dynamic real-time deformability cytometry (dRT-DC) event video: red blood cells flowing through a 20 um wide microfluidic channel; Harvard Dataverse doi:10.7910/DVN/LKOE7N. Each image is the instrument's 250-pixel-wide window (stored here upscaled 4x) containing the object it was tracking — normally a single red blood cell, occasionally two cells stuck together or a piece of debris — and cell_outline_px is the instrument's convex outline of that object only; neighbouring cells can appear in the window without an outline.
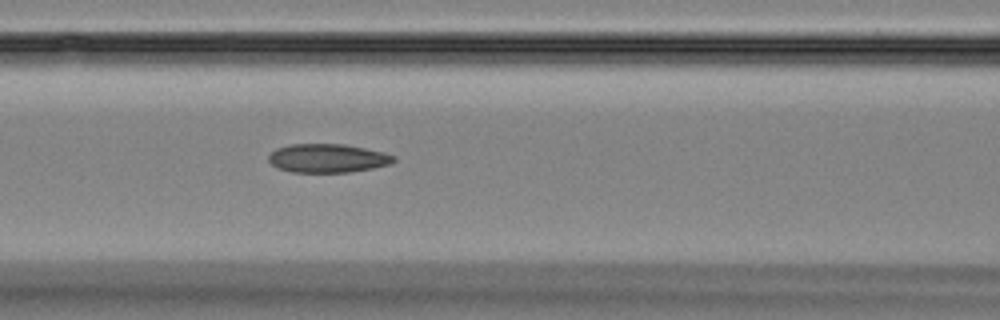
{"species": "Egyptian fruit bat (a non-hibernating species)", "species_latin": "Rousettus aegyptiacus", "temperature_condition": "room temperature", "stored_images_in_passage": 38, "camera_frame_rate_fps": 3000, "um_per_image_px": 0.085, "animal": {"sex": "female"}, "frame": {"image": 1, "passage_image": 13, "time_ms": 4.0, "image_size_px": [1000, 320], "cell_outline_px": [[396, 160], [392, 164], [372, 168], [348, 172], [292, 172], [276, 168], [268, 160], [268, 156], [276, 148], [292, 144], [344, 144], [384, 152], [396, 156]], "centroid_in_image_um": [27.86, 13.45], "position_along_channel_um": 138.7, "area_um2": 20.98}}
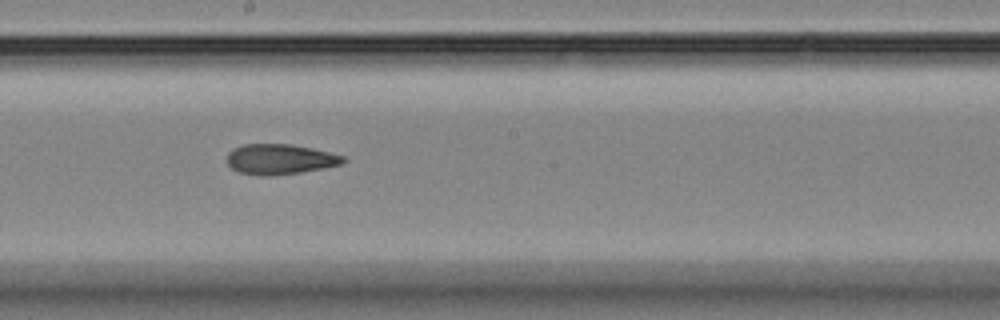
{"frame": {"image": 2, "passage_image": 20, "time_ms": 6.333, "image_size_px": [1000, 320], "cell_outline_px": [[348, 160], [340, 164], [300, 172], [272, 176], [260, 176], [240, 172], [232, 168], [228, 164], [228, 152], [232, 148], [244, 144], [292, 144], [312, 148], [344, 156]], "centroid_in_image_um": [23.77, 13.53], "position_along_channel_um": 224.4, "area_um2": 20.4}}
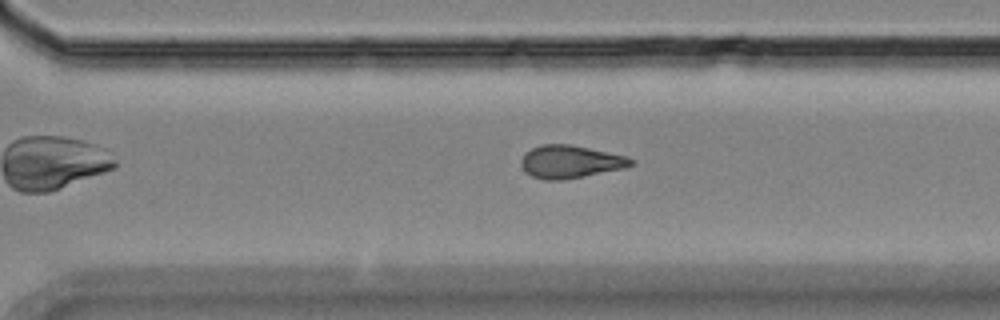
{"frame": {"image": 3, "passage_image": 28, "time_ms": 9.0, "image_size_px": [1000, 320], "cell_outline_px": [[636, 164], [624, 168], [584, 176], [560, 180], [544, 180], [532, 176], [524, 172], [520, 164], [520, 160], [524, 152], [540, 144], [572, 144], [608, 152], [624, 156], [636, 160]], "centroid_in_image_um": [48.44, 13.74], "position_along_channel_um": 322.2, "area_um2": 21.21}, "authors_computed_cell_mechanics": {"area_um2": 20.808, "velocity_mm_per_s": 3.6792, "shape_relaxation_time_tau1_ms": null, "shape_relaxation_time_tau2_ms": 3.9034, "deformation_change_tau1": null, "deformation_change_tau2": 0.1195}}